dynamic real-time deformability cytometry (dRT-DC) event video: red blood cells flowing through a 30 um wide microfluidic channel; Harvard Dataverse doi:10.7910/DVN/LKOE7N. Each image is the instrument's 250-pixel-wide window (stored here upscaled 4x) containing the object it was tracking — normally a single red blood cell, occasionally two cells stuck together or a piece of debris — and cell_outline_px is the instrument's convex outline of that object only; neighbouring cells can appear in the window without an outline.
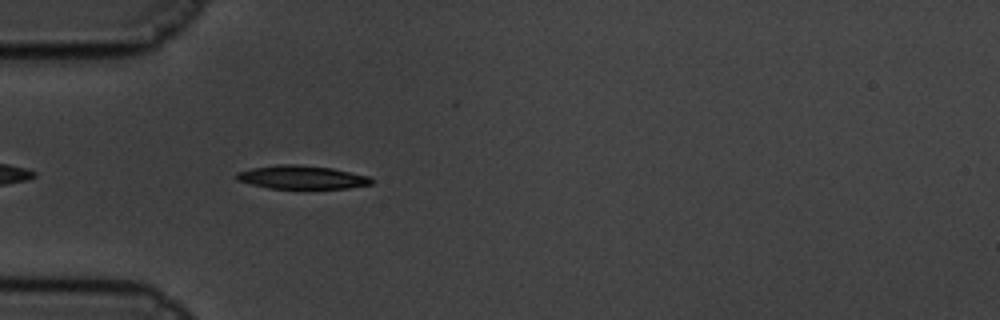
{"species": "common noctule bat (a hibernating species)", "species_latin": "Nyctalus noctula", "temperature_condition": "cold", "stored_images_in_passage": 41, "camera_frame_rate_fps": 3000, "um_per_image_px": 0.085, "animal": {"sex": "male", "body_mass_g": 19.5, "forearm_length_mm": 54.6}, "frame": {"image": 1, "passage_image": 4, "time_ms": 1.0, "image_size_px": [1000, 320], "cell_outline_px": [[376, 180], [372, 184], [348, 188], [268, 188], [236, 180], [236, 172], [252, 168], [280, 164], [296, 164], [332, 168], [368, 176]], "centroid_in_image_um": [25.67, 15.06], "position_along_channel_um": 59.3, "area_um2": 18.32}}
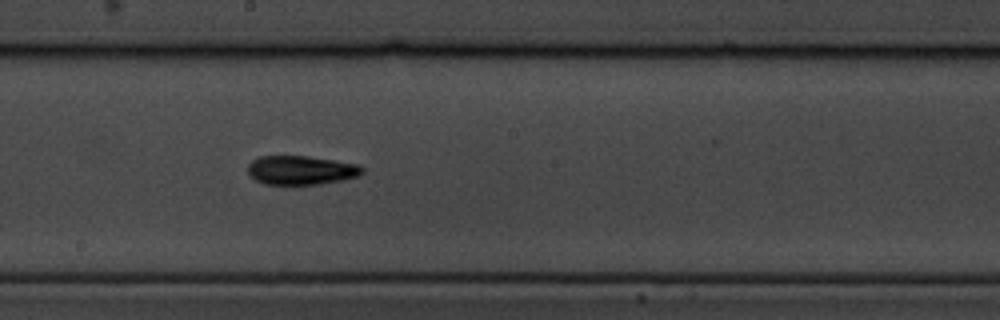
{"frame": {"image": 2, "passage_image": 19, "time_ms": 6.0, "image_size_px": [1000, 320], "cell_outline_px": [[364, 172], [360, 176], [344, 180], [320, 184], [264, 184], [256, 180], [248, 172], [248, 164], [252, 160], [260, 156], [308, 156], [360, 164], [364, 168]], "centroid_in_image_um": [25.64, 14.46], "position_along_channel_um": 222.6, "area_um2": 19.48}}
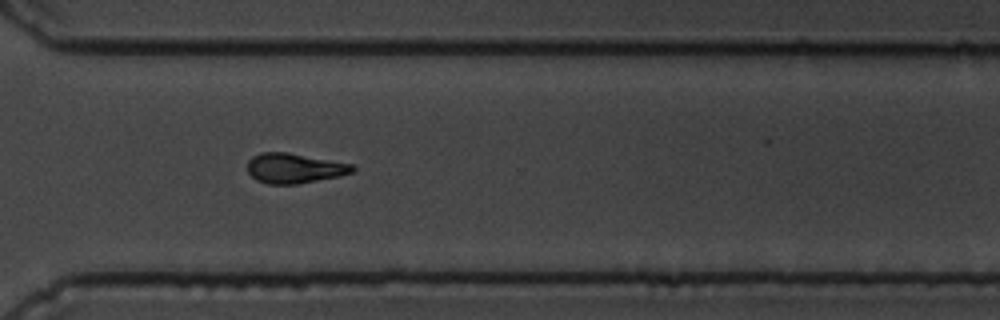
{"frame": {"image": 3, "passage_image": 30, "time_ms": 9.667, "image_size_px": [1000, 320], "cell_outline_px": [[356, 168], [352, 172], [340, 176], [296, 184], [268, 184], [256, 180], [248, 172], [248, 160], [252, 156], [260, 152], [288, 152], [352, 164]], "centroid_in_image_um": [25.0, 14.29], "position_along_channel_um": 345.6, "area_um2": 18.32}, "authors_computed_cell_mechanics": {"area_um2": 18.6694, "velocity_mm_per_s": 3.3601, "shape_relaxation_time_tau1_ms": 5.2582, "shape_relaxation_time_tau2_ms": 7.7879, "deformation_change_tau1": 0.1687, "deformation_change_tau2": 0.1462}}